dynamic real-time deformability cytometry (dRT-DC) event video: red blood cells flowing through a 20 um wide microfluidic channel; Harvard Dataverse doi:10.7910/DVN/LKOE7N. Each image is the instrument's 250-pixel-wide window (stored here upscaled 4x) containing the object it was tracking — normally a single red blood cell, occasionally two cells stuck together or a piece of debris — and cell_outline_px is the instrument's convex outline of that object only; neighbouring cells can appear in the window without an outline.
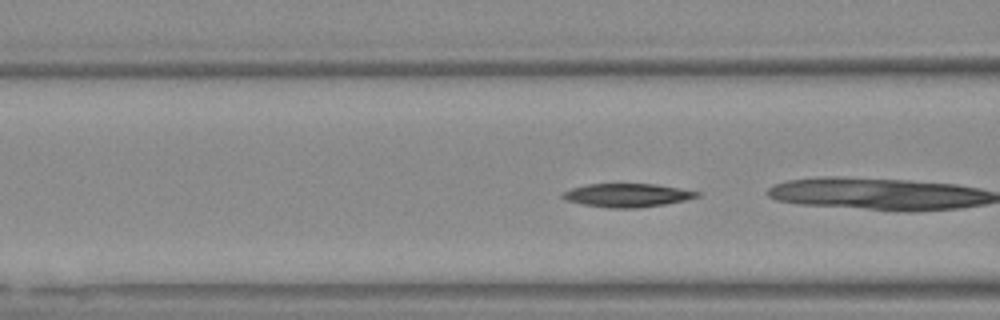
{"species": "Egyptian fruit bat (a non-hibernating species)", "species_latin": "Rousettus aegyptiacus", "temperature_condition": "warm", "stored_images_in_passage": 7, "camera_frame_rate_fps": 3000, "um_per_image_px": 0.085, "animal": {"sex": "female"}, "frame": {"image": 1, "passage_image": 5, "time_ms": 1.333, "image_size_px": [1000, 320], "cell_outline_px": [[700, 196], [684, 200], [664, 204], [636, 208], [612, 208], [584, 204], [568, 200], [560, 196], [564, 192], [572, 188], [588, 184], [656, 184], [700, 192]], "centroid_in_image_um": [53.33, 16.59], "position_along_channel_um": 113.3, "area_um2": 18.03}}